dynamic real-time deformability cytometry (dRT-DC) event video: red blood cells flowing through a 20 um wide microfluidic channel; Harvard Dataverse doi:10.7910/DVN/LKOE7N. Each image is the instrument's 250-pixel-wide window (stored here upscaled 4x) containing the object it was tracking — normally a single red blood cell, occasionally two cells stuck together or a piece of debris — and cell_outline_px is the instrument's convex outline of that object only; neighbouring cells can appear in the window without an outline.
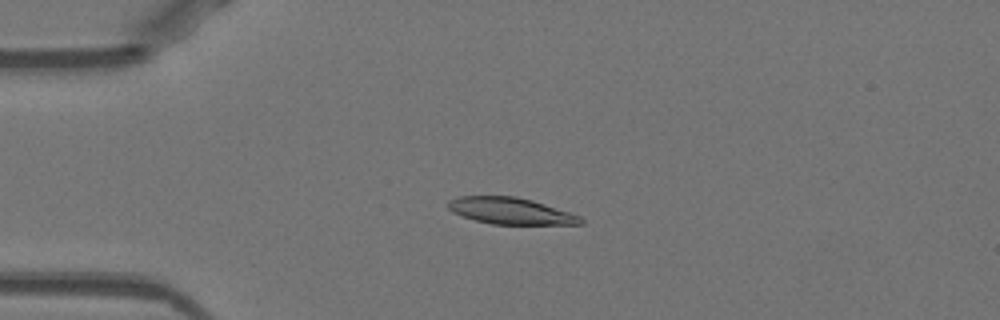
{"species": "Egyptian fruit bat (a non-hibernating species)", "species_latin": "Rousettus aegyptiacus", "temperature_condition": "warm", "stored_images_in_passage": 11, "camera_frame_rate_fps": 3000, "um_per_image_px": 0.085, "animal": {"sex": "female"}, "frame": {"image": 1, "passage_image": 4, "time_ms": 1.0, "image_size_px": [1000, 320], "cell_outline_px": [[584, 224], [492, 224], [476, 220], [452, 212], [444, 204], [448, 200], [460, 196], [516, 196], [532, 200], [580, 216], [584, 220]], "centroid_in_image_um": [43.36, 17.92], "position_along_channel_um": 41.6, "area_um2": 20.4}}
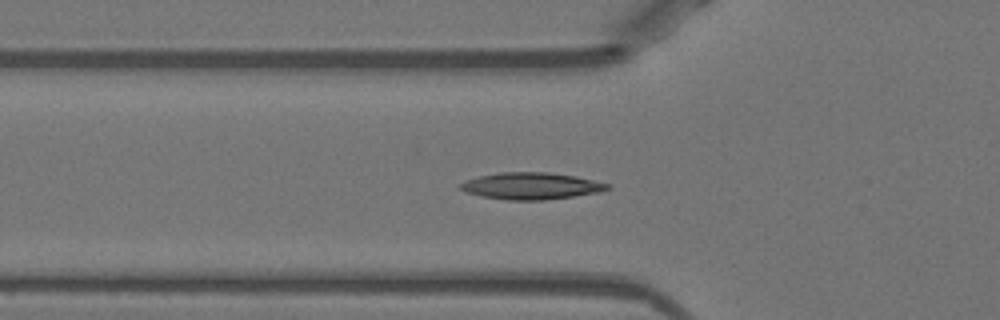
{"frame": {"image": 2, "passage_image": 9, "time_ms": 2.667, "image_size_px": [1000, 320], "cell_outline_px": [[612, 188], [600, 192], [544, 200], [508, 200], [480, 196], [464, 192], [460, 188], [460, 184], [468, 180], [480, 176], [500, 172], [548, 172], [576, 176], [612, 184]], "centroid_in_image_um": [45.19, 15.8], "position_along_channel_um": 80.6, "area_um2": 23.0}}